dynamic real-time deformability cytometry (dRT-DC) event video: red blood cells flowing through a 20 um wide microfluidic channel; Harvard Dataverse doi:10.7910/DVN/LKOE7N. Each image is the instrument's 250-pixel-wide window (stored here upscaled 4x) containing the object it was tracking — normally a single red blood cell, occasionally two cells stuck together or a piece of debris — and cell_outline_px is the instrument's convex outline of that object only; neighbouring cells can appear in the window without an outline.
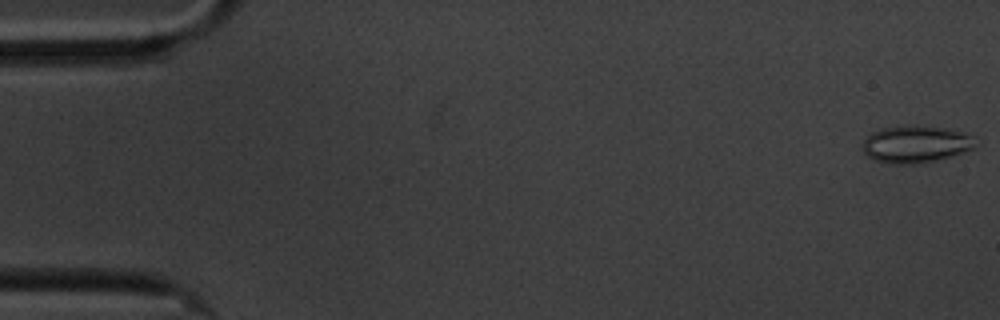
{"species": "common noctule bat (a hibernating species)", "species_latin": "Nyctalus noctula", "temperature_condition": "cold", "stored_images_in_passage": 59, "camera_frame_rate_fps": 3000, "um_per_image_px": 0.085, "animal": {"sex": "male", "body_mass_g": 20.1, "forearm_length_mm": 53.5}, "frame": {"image": 1, "passage_image": 1, "time_ms": 0.0, "image_size_px": [1000, 320], "cell_outline_px": [[972, 148], [952, 156], [936, 160], [912, 164], [888, 164], [876, 160], [868, 156], [864, 152], [860, 144], [872, 132], [880, 128], [904, 124], [912, 124], [944, 128], [960, 132], [972, 136]], "centroid_in_image_um": [77.73, 12.24], "position_along_channel_um": 7.3, "area_um2": 24.39}}
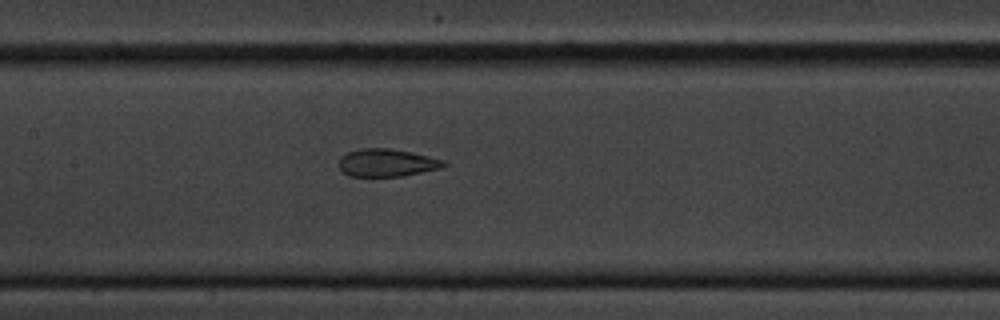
{"frame": {"image": 2, "passage_image": 28, "time_ms": 9.0, "image_size_px": [1000, 320], "cell_outline_px": [[448, 164], [440, 168], [400, 176], [348, 176], [340, 168], [340, 156], [348, 152], [360, 148], [392, 148], [444, 160]], "centroid_in_image_um": [32.85, 13.82], "position_along_channel_um": 174.5, "area_um2": 16.7}}
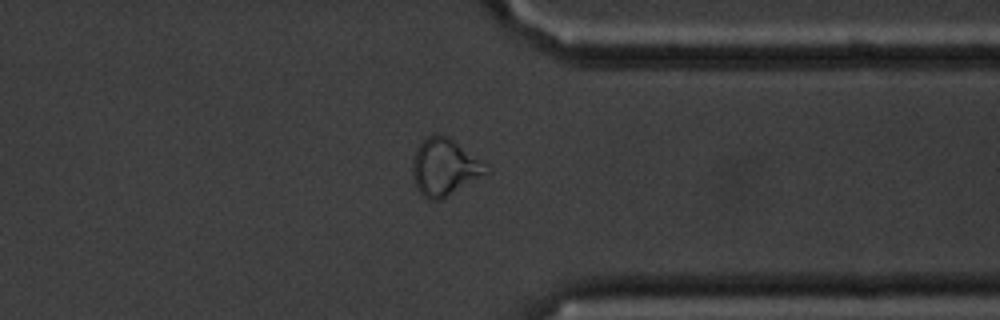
{"frame": {"image": 3, "passage_image": 46, "time_ms": 15.0, "image_size_px": [1000, 320], "cell_outline_px": [[492, 172], [440, 200], [428, 200], [416, 188], [412, 176], [412, 160], [416, 148], [432, 132], [440, 132], [448, 136], [488, 164]], "centroid_in_image_um": [37.81, 14.19], "position_along_channel_um": 373.6, "area_um2": 25.09}, "authors_computed_cell_mechanics": {"area_um2": 20.9236, "velocity_mm_per_s": 3.3746, "shape_relaxation_time_tau1_ms": null, "shape_relaxation_time_tau2_ms": 1.186, "deformation_change_tau1": null, "deformation_change_tau2": 0.0905}}